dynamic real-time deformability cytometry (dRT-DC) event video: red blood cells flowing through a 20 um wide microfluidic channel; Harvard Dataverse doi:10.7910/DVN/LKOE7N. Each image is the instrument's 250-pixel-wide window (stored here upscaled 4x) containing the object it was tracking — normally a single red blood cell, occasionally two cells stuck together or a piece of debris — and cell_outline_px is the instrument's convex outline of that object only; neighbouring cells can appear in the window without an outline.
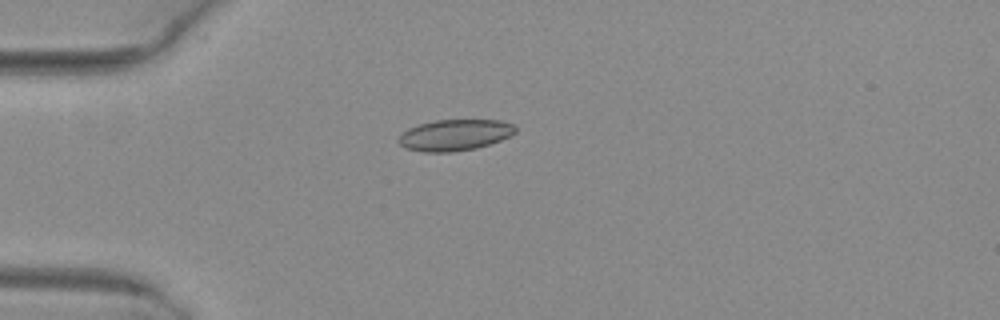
{"species": "common noctule bat (a hibernating species)", "species_latin": "Nyctalus noctula", "temperature_condition": "warm", "stored_images_in_passage": 31, "camera_frame_rate_fps": 3000, "um_per_image_px": 0.085, "animal": {"sex": "female", "body_mass_g": 29.2, "forearm_length_mm": 56.3}, "frame": {"image": 1, "passage_image": 1, "time_ms": 0.0, "image_size_px": [1000, 320], "cell_outline_px": [[516, 132], [500, 140], [476, 148], [452, 152], [424, 152], [404, 148], [400, 144], [400, 132], [408, 128], [420, 124], [436, 120], [500, 120], [512, 124], [516, 128]], "centroid_in_image_um": [38.63, 11.48], "position_along_channel_um": 46.4, "area_um2": 21.1}}
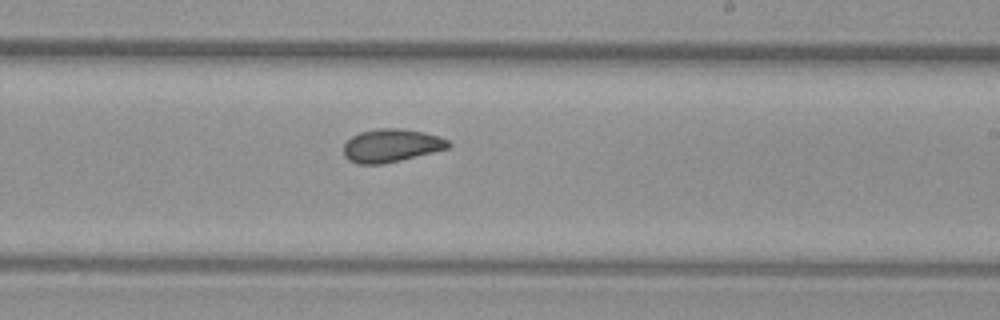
{"frame": {"image": 2, "passage_image": 18, "time_ms": 5.667, "image_size_px": [1000, 320], "cell_outline_px": [[452, 144], [448, 148], [384, 164], [360, 164], [348, 160], [344, 156], [344, 144], [352, 136], [360, 132], [380, 128], [400, 128], [424, 132], [440, 136], [448, 140]], "centroid_in_image_um": [33.26, 12.36], "position_along_channel_um": 255.7, "area_um2": 20.17}}
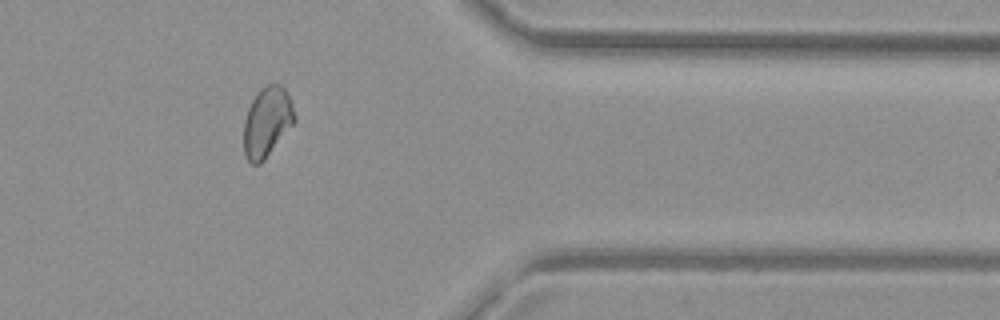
{"frame": {"image": 3, "passage_image": 29, "time_ms": 9.333, "image_size_px": [1000, 320], "cell_outline_px": [[296, 120], [264, 160], [260, 164], [252, 164], [244, 156], [244, 120], [248, 108], [256, 92], [260, 88], [268, 84], [280, 84], [288, 92], [296, 116]], "centroid_in_image_um": [22.69, 10.35], "position_along_channel_um": 388.7, "area_um2": 20.75}, "authors_computed_cell_mechanics": {"area_um2": 20.2878, "velocity_mm_per_s": 4.0793, "shape_relaxation_time_tau1_ms": null, "shape_relaxation_time_tau2_ms": 1.8711, "deformation_change_tau1": null, "deformation_change_tau2": 0.0687}}